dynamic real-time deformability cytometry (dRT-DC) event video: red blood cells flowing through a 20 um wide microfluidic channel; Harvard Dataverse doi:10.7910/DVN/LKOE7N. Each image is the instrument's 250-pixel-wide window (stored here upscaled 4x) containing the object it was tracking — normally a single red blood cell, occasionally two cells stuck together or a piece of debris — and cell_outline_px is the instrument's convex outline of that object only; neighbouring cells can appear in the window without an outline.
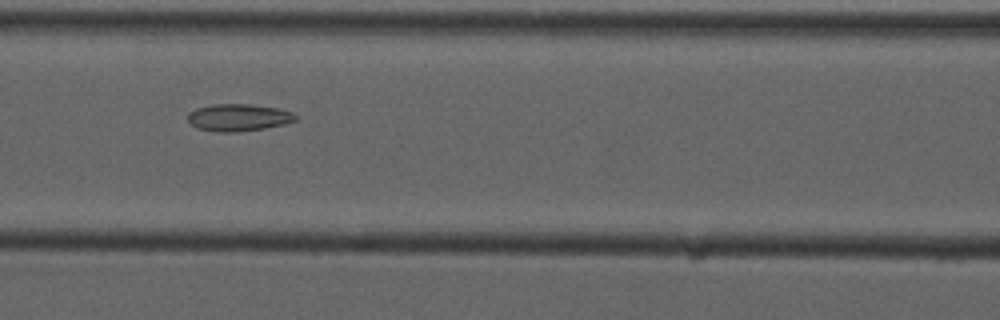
{"species": "common noctule bat (a hibernating species)", "species_latin": "Nyctalus noctula", "temperature_condition": "cold", "stored_images_in_passage": 10, "camera_frame_rate_fps": 3000, "um_per_image_px": 0.085, "animal": {"sex": "male", "forearm_length_mm": 52.5}, "frame": {"image": 1, "passage_image": 9, "time_ms": 9.333, "image_size_px": [1000, 320], "cell_outline_px": [[300, 116], [296, 120], [284, 124], [264, 128], [228, 132], [216, 132], [196, 128], [188, 120], [188, 112], [196, 108], [212, 104], [248, 104], [276, 108], [292, 112]], "centroid_in_image_um": [20.26, 9.98], "position_along_channel_um": 146.3, "area_um2": 16.99}}
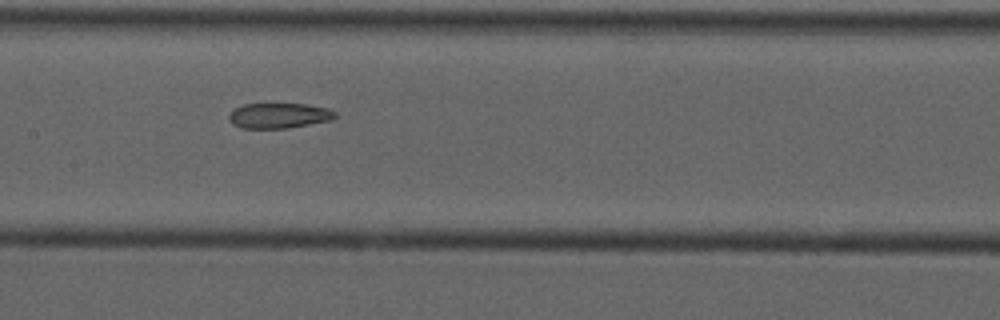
{"frame": {"image": 2, "passage_image": 10, "time_ms": 10.333, "image_size_px": [1000, 320], "cell_outline_px": [[336, 116], [332, 120], [288, 128], [240, 128], [232, 124], [228, 120], [228, 116], [236, 108], [244, 104], [304, 104], [328, 108], [336, 112]], "centroid_in_image_um": [23.71, 9.83], "position_along_channel_um": 183.7, "area_um2": 15.61}}